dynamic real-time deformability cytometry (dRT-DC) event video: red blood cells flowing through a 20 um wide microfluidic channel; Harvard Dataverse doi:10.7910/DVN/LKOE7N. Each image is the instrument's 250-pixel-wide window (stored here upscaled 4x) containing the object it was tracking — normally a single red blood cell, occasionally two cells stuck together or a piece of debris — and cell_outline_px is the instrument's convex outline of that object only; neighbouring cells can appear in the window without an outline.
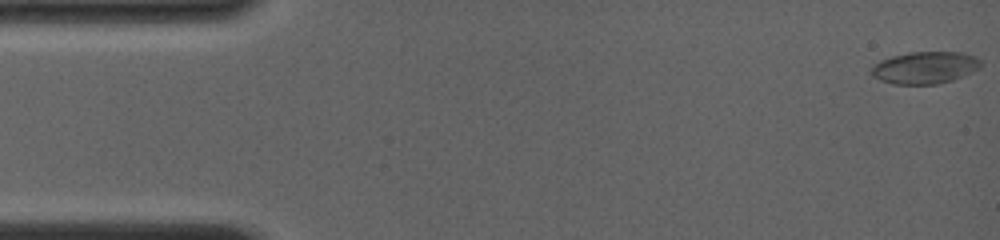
{"species": "common noctule bat (a hibernating species)", "species_latin": "Nyctalus noctula", "temperature_condition": "room temperature", "stored_images_in_passage": 18, "camera_frame_rate_fps": 4000, "um_per_image_px": 0.085, "animal": {"sex": "female", "body_mass_g": 19.0, "forearm_length_mm": 56.7}, "frame": {"image": 1, "passage_image": 1, "time_ms": 0.0, "image_size_px": [1000, 240], "cell_outline_px": [[980, 64], [960, 76], [952, 80], [936, 84], [892, 84], [872, 76], [872, 64], [880, 60], [892, 56], [912, 52], [956, 52], [972, 56], [980, 60]], "centroid_in_image_um": [78.5, 5.75], "position_along_channel_um": 6.5, "area_um2": 19.83}}
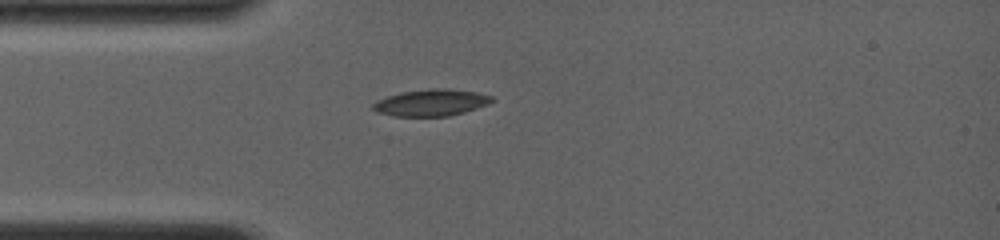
{"frame": {"image": 2, "passage_image": 15, "time_ms": 4.0, "image_size_px": [1000, 240], "cell_outline_px": [[496, 100], [488, 104], [464, 112], [448, 116], [392, 116], [376, 112], [372, 108], [372, 104], [376, 100], [400, 92], [432, 88], [444, 88], [476, 92], [492, 96]], "centroid_in_image_um": [36.63, 8.72], "position_along_channel_um": 48.4, "area_um2": 18.55}}